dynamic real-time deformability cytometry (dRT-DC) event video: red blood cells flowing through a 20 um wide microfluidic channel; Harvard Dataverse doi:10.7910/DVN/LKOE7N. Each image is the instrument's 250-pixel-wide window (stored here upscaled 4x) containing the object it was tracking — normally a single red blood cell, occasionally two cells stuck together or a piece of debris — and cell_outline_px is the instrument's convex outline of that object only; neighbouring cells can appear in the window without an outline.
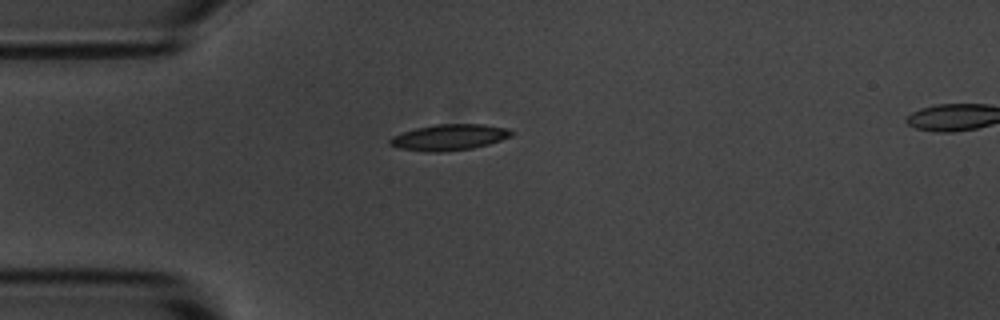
{"species": "common noctule bat (a hibernating species)", "species_latin": "Nyctalus noctula", "temperature_condition": "room temperature", "stored_images_in_passage": 3, "camera_frame_rate_fps": 3000, "um_per_image_px": 0.085, "animal": {"sex": "male", "body_mass_g": 20.1, "forearm_length_mm": 53.5}, "frame": {"image": 1, "passage_image": 3, "time_ms": 2.333, "image_size_px": [1000, 320], "cell_outline_px": [[512, 136], [488, 144], [472, 148], [444, 152], [424, 152], [396, 148], [388, 144], [388, 140], [392, 136], [416, 128], [436, 124], [484, 124], [508, 128], [512, 132]], "centroid_in_image_um": [38.14, 11.68], "position_along_channel_um": 46.9, "area_um2": 18.55}}